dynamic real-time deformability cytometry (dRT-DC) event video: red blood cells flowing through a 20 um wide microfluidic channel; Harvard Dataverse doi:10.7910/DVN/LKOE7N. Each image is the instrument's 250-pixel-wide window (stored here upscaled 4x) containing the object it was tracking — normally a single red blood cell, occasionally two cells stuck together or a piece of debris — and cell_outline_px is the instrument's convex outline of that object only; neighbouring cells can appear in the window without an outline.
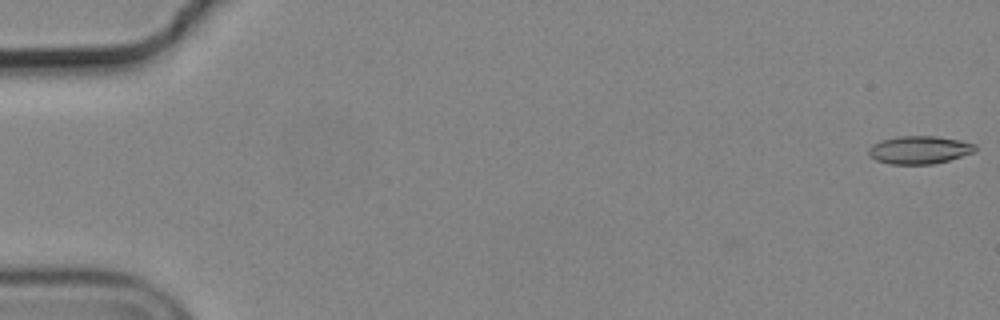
{"species": "common noctule bat (a hibernating species)", "species_latin": "Nyctalus noctula", "temperature_condition": "cold", "stored_images_in_passage": 2, "camera_frame_rate_fps": 3000, "um_per_image_px": 0.085, "animal": {"sex": "male", "body_mass_g": 19.2, "forearm_length_mm": 51.8}, "frame": {"image": 1, "passage_image": 1, "time_ms": 0.0, "image_size_px": [1000, 320], "cell_outline_px": [[976, 148], [972, 152], [948, 160], [932, 164], [888, 164], [876, 160], [868, 156], [868, 148], [872, 144], [880, 140], [900, 136], [936, 136], [960, 140], [976, 144]], "centroid_in_image_um": [78.09, 12.73], "position_along_channel_um": 6.9, "area_um2": 17.34}}